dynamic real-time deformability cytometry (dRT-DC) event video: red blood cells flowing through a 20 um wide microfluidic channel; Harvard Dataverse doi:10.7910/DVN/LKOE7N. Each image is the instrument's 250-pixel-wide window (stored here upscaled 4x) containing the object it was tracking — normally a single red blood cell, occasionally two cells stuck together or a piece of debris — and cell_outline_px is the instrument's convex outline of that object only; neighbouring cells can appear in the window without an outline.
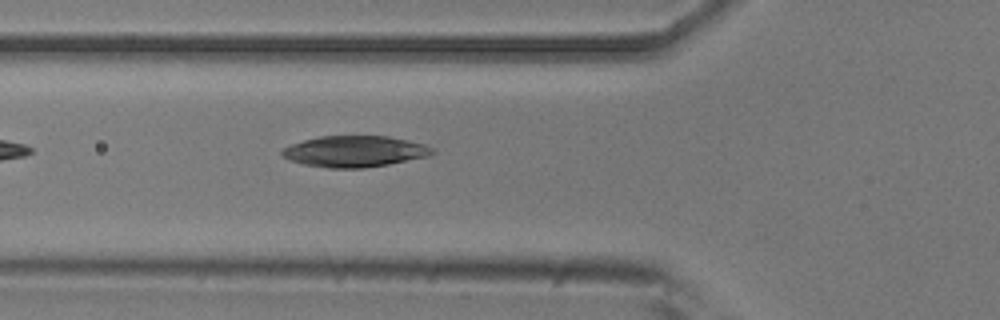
{"species": "common noctule bat (a hibernating species)", "species_latin": "Nyctalus noctula", "temperature_condition": "room temperature", "stored_images_in_passage": 5, "camera_frame_rate_fps": 3000, "um_per_image_px": 0.085, "animal": {"sex": "male", "body_mass_g": 20.5, "forearm_length_mm": 52.5}, "frame": {"image": 1, "passage_image": 5, "time_ms": 1.333, "image_size_px": [1000, 320], "cell_outline_px": [[436, 152], [432, 156], [388, 164], [364, 168], [328, 168], [304, 164], [288, 160], [280, 152], [284, 148], [292, 144], [304, 140], [320, 136], [388, 136], [408, 140], [424, 144], [432, 148]], "centroid_in_image_um": [30.18, 12.87], "position_along_channel_um": 95.6, "area_um2": 27.34}}